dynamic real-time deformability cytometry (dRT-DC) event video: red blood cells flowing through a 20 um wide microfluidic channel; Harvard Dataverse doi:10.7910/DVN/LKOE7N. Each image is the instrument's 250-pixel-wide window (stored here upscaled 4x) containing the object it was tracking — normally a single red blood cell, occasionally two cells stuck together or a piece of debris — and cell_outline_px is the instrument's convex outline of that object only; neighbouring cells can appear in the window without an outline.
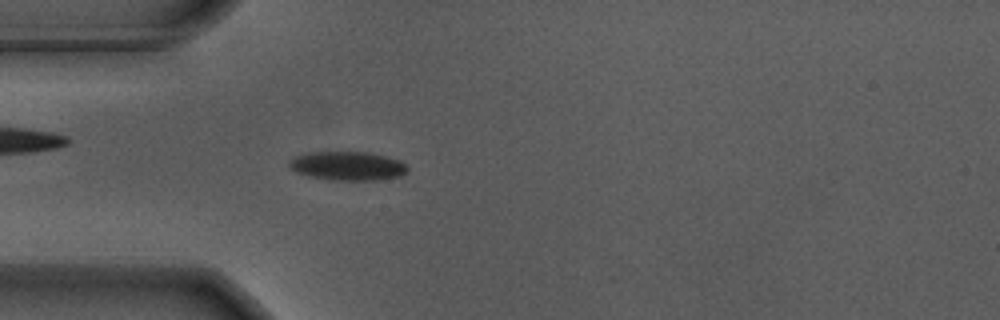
{"species": "Egyptian fruit bat (a non-hibernating species)", "species_latin": "Rousettus aegyptiacus", "temperature_condition": "warm", "stored_images_in_passage": 56, "camera_frame_rate_fps": 3000, "um_per_image_px": 0.085, "animal": {"sex": "male"}, "frame": {"image": 1, "passage_image": 16, "time_ms": 5.0, "image_size_px": [1000, 320], "cell_outline_px": [[408, 172], [400, 176], [376, 180], [332, 180], [308, 176], [296, 172], [288, 168], [288, 160], [296, 156], [308, 152], [368, 152], [400, 160], [408, 168]], "centroid_in_image_um": [29.51, 14.1], "position_along_channel_um": 55.5, "area_um2": 20.0}}
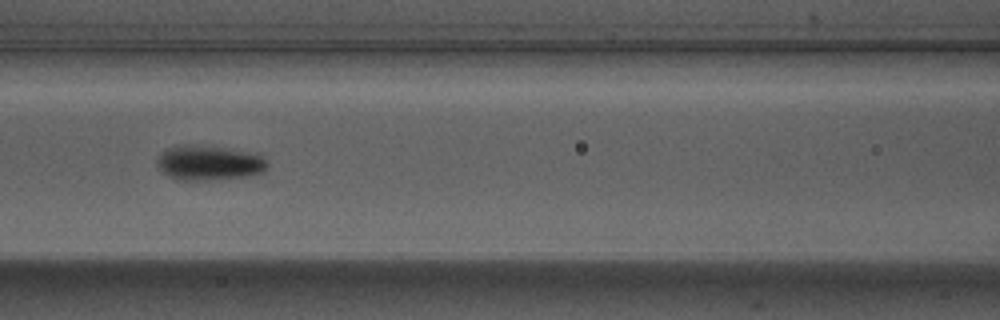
{"frame": {"image": 2, "passage_image": 24, "time_ms": 7.667, "image_size_px": [1000, 320], "cell_outline_px": [[268, 164], [264, 172], [248, 176], [208, 180], [176, 180], [160, 172], [156, 164], [156, 160], [168, 148], [184, 144], [196, 144], [260, 152]], "centroid_in_image_um": [17.79, 13.83], "position_along_channel_um": 148.8, "area_um2": 22.95}}
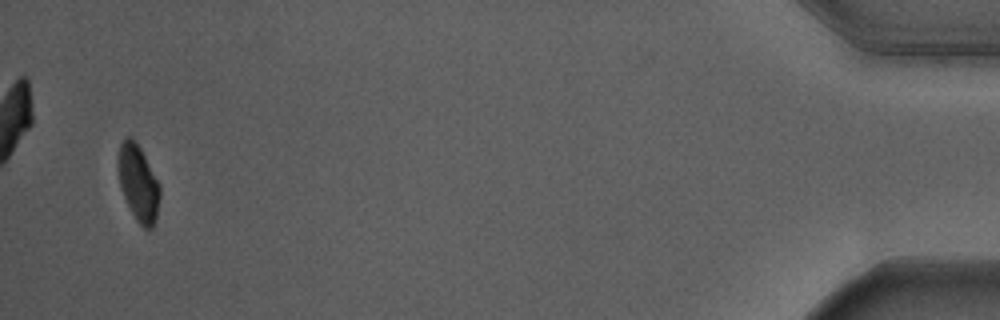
{"frame": {"image": 3, "passage_image": 54, "time_ms": 17.667, "image_size_px": [1000, 320], "cell_outline_px": [[160, 196], [156, 220], [152, 228], [148, 232], [136, 220], [124, 196], [120, 184], [116, 168], [120, 144], [128, 136], [132, 136], [140, 148], [160, 184]], "centroid_in_image_um": [11.76, 15.57], "position_along_channel_um": 423.4, "area_um2": 18.61}, "authors_computed_cell_mechanics": {"area_um2": 19.941, "velocity_mm_per_s": 3.6638, "shape_relaxation_time_tau1_ms": 1.8166, "shape_relaxation_time_tau2_ms": null, "deformation_change_tau1": 0.1504, "deformation_change_tau2": null}}